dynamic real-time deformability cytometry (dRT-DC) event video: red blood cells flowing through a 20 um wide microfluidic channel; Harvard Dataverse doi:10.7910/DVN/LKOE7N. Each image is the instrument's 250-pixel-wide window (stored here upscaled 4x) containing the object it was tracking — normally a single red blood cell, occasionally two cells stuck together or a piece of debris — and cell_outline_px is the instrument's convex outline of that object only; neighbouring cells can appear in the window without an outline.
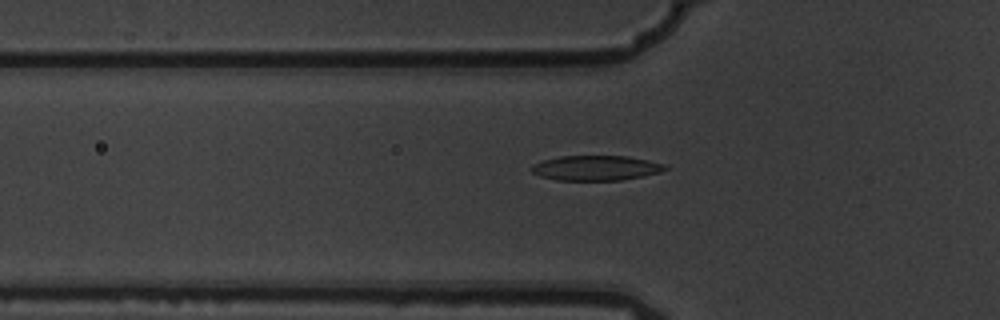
{"species": "common noctule bat (a hibernating species)", "species_latin": "Nyctalus noctula", "temperature_condition": "warm", "stored_images_in_passage": 6, "camera_frame_rate_fps": 3000, "um_per_image_px": 0.085, "animal": {"sex": "male", "body_mass_g": 19.5, "forearm_length_mm": 54.6}, "frame": {"image": 1, "passage_image": 6, "time_ms": 1.667, "image_size_px": [1000, 320], "cell_outline_px": [[668, 168], [660, 172], [620, 180], [556, 180], [540, 176], [532, 172], [532, 164], [544, 160], [560, 156], [628, 156], [648, 160], [664, 164]], "centroid_in_image_um": [50.64, 14.27], "position_along_channel_um": 75.2, "area_um2": 19.25}}